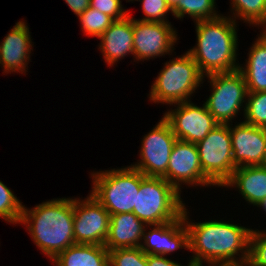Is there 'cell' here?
Instances as JSON below:
<instances>
[{"mask_svg":"<svg viewBox=\"0 0 266 266\" xmlns=\"http://www.w3.org/2000/svg\"><path fill=\"white\" fill-rule=\"evenodd\" d=\"M177 137L162 117L158 124L142 139L141 160L131 164L145 176L162 177L167 172L170 154Z\"/></svg>","mask_w":266,"mask_h":266,"instance_id":"9","label":"cell"},{"mask_svg":"<svg viewBox=\"0 0 266 266\" xmlns=\"http://www.w3.org/2000/svg\"><path fill=\"white\" fill-rule=\"evenodd\" d=\"M121 3V0H90L89 7L109 15L114 20H120L128 15V11L123 9Z\"/></svg>","mask_w":266,"mask_h":266,"instance_id":"30","label":"cell"},{"mask_svg":"<svg viewBox=\"0 0 266 266\" xmlns=\"http://www.w3.org/2000/svg\"><path fill=\"white\" fill-rule=\"evenodd\" d=\"M109 266H147V254L140 247L108 250Z\"/></svg>","mask_w":266,"mask_h":266,"instance_id":"27","label":"cell"},{"mask_svg":"<svg viewBox=\"0 0 266 266\" xmlns=\"http://www.w3.org/2000/svg\"><path fill=\"white\" fill-rule=\"evenodd\" d=\"M233 162L237 167L261 165L266 151V128L245 122L229 124Z\"/></svg>","mask_w":266,"mask_h":266,"instance_id":"14","label":"cell"},{"mask_svg":"<svg viewBox=\"0 0 266 266\" xmlns=\"http://www.w3.org/2000/svg\"><path fill=\"white\" fill-rule=\"evenodd\" d=\"M215 3V0H179L172 14L178 19L188 14L195 22L215 19L220 16L215 11Z\"/></svg>","mask_w":266,"mask_h":266,"instance_id":"22","label":"cell"},{"mask_svg":"<svg viewBox=\"0 0 266 266\" xmlns=\"http://www.w3.org/2000/svg\"><path fill=\"white\" fill-rule=\"evenodd\" d=\"M178 191L163 177L145 176L141 183L133 213L147 226L179 219L185 207Z\"/></svg>","mask_w":266,"mask_h":266,"instance_id":"4","label":"cell"},{"mask_svg":"<svg viewBox=\"0 0 266 266\" xmlns=\"http://www.w3.org/2000/svg\"><path fill=\"white\" fill-rule=\"evenodd\" d=\"M233 20L242 19L250 25L266 28V0H231ZM237 16V18H236ZM235 18V19H234Z\"/></svg>","mask_w":266,"mask_h":266,"instance_id":"23","label":"cell"},{"mask_svg":"<svg viewBox=\"0 0 266 266\" xmlns=\"http://www.w3.org/2000/svg\"><path fill=\"white\" fill-rule=\"evenodd\" d=\"M162 177L178 191L182 183L214 186L203 173L196 144L182 140H176L173 145L167 172Z\"/></svg>","mask_w":266,"mask_h":266,"instance_id":"13","label":"cell"},{"mask_svg":"<svg viewBox=\"0 0 266 266\" xmlns=\"http://www.w3.org/2000/svg\"><path fill=\"white\" fill-rule=\"evenodd\" d=\"M153 230L143 231L141 250L149 255H167L179 248H189L188 230L183 215L174 221L153 225Z\"/></svg>","mask_w":266,"mask_h":266,"instance_id":"15","label":"cell"},{"mask_svg":"<svg viewBox=\"0 0 266 266\" xmlns=\"http://www.w3.org/2000/svg\"><path fill=\"white\" fill-rule=\"evenodd\" d=\"M196 147L204 175L214 186L223 187L236 169L229 124H218Z\"/></svg>","mask_w":266,"mask_h":266,"instance_id":"7","label":"cell"},{"mask_svg":"<svg viewBox=\"0 0 266 266\" xmlns=\"http://www.w3.org/2000/svg\"><path fill=\"white\" fill-rule=\"evenodd\" d=\"M209 78L212 93L206 100L208 111L219 124H230L247 98V85L242 72L213 73Z\"/></svg>","mask_w":266,"mask_h":266,"instance_id":"8","label":"cell"},{"mask_svg":"<svg viewBox=\"0 0 266 266\" xmlns=\"http://www.w3.org/2000/svg\"><path fill=\"white\" fill-rule=\"evenodd\" d=\"M246 266H266V232L252 230Z\"/></svg>","mask_w":266,"mask_h":266,"instance_id":"28","label":"cell"},{"mask_svg":"<svg viewBox=\"0 0 266 266\" xmlns=\"http://www.w3.org/2000/svg\"><path fill=\"white\" fill-rule=\"evenodd\" d=\"M73 233L75 243L104 245L108 236L110 214L90 194L86 199H73Z\"/></svg>","mask_w":266,"mask_h":266,"instance_id":"10","label":"cell"},{"mask_svg":"<svg viewBox=\"0 0 266 266\" xmlns=\"http://www.w3.org/2000/svg\"><path fill=\"white\" fill-rule=\"evenodd\" d=\"M73 199L57 198L32 209L23 205L20 224H25L34 243L51 261L75 244Z\"/></svg>","mask_w":266,"mask_h":266,"instance_id":"2","label":"cell"},{"mask_svg":"<svg viewBox=\"0 0 266 266\" xmlns=\"http://www.w3.org/2000/svg\"><path fill=\"white\" fill-rule=\"evenodd\" d=\"M175 105L176 109L166 112L163 118L169 123L177 140L197 144L219 124L205 103L202 107L191 101Z\"/></svg>","mask_w":266,"mask_h":266,"instance_id":"11","label":"cell"},{"mask_svg":"<svg viewBox=\"0 0 266 266\" xmlns=\"http://www.w3.org/2000/svg\"><path fill=\"white\" fill-rule=\"evenodd\" d=\"M186 210L184 207L182 215L188 230V250L194 253L190 266H203V261L208 266L247 265L252 229L217 220L190 223Z\"/></svg>","mask_w":266,"mask_h":266,"instance_id":"1","label":"cell"},{"mask_svg":"<svg viewBox=\"0 0 266 266\" xmlns=\"http://www.w3.org/2000/svg\"><path fill=\"white\" fill-rule=\"evenodd\" d=\"M146 227L147 225L133 212L110 215L108 236L104 246L108 250L140 247Z\"/></svg>","mask_w":266,"mask_h":266,"instance_id":"18","label":"cell"},{"mask_svg":"<svg viewBox=\"0 0 266 266\" xmlns=\"http://www.w3.org/2000/svg\"><path fill=\"white\" fill-rule=\"evenodd\" d=\"M91 195L110 215L131 213L136 207L141 172L132 166L92 173Z\"/></svg>","mask_w":266,"mask_h":266,"instance_id":"5","label":"cell"},{"mask_svg":"<svg viewBox=\"0 0 266 266\" xmlns=\"http://www.w3.org/2000/svg\"><path fill=\"white\" fill-rule=\"evenodd\" d=\"M235 21L220 15L196 22L197 46L188 52L204 76L239 69L240 65L236 63L238 38Z\"/></svg>","mask_w":266,"mask_h":266,"instance_id":"3","label":"cell"},{"mask_svg":"<svg viewBox=\"0 0 266 266\" xmlns=\"http://www.w3.org/2000/svg\"><path fill=\"white\" fill-rule=\"evenodd\" d=\"M78 17L90 6V0H64Z\"/></svg>","mask_w":266,"mask_h":266,"instance_id":"32","label":"cell"},{"mask_svg":"<svg viewBox=\"0 0 266 266\" xmlns=\"http://www.w3.org/2000/svg\"><path fill=\"white\" fill-rule=\"evenodd\" d=\"M81 29L84 34L99 38L115 21L107 14L101 13L96 9L88 7L80 16Z\"/></svg>","mask_w":266,"mask_h":266,"instance_id":"25","label":"cell"},{"mask_svg":"<svg viewBox=\"0 0 266 266\" xmlns=\"http://www.w3.org/2000/svg\"><path fill=\"white\" fill-rule=\"evenodd\" d=\"M23 205L14 193L0 181V218L12 224L20 223Z\"/></svg>","mask_w":266,"mask_h":266,"instance_id":"26","label":"cell"},{"mask_svg":"<svg viewBox=\"0 0 266 266\" xmlns=\"http://www.w3.org/2000/svg\"><path fill=\"white\" fill-rule=\"evenodd\" d=\"M223 186L237 187L248 203L258 206L266 197V168L261 165L237 167Z\"/></svg>","mask_w":266,"mask_h":266,"instance_id":"19","label":"cell"},{"mask_svg":"<svg viewBox=\"0 0 266 266\" xmlns=\"http://www.w3.org/2000/svg\"><path fill=\"white\" fill-rule=\"evenodd\" d=\"M204 75L187 51L166 62L151 86L149 98L154 103L176 104L190 101V96L203 83Z\"/></svg>","mask_w":266,"mask_h":266,"instance_id":"6","label":"cell"},{"mask_svg":"<svg viewBox=\"0 0 266 266\" xmlns=\"http://www.w3.org/2000/svg\"><path fill=\"white\" fill-rule=\"evenodd\" d=\"M51 262L56 266H109V252L104 245L75 243Z\"/></svg>","mask_w":266,"mask_h":266,"instance_id":"21","label":"cell"},{"mask_svg":"<svg viewBox=\"0 0 266 266\" xmlns=\"http://www.w3.org/2000/svg\"><path fill=\"white\" fill-rule=\"evenodd\" d=\"M244 68L240 65L248 92H266V31H262L250 47Z\"/></svg>","mask_w":266,"mask_h":266,"instance_id":"20","label":"cell"},{"mask_svg":"<svg viewBox=\"0 0 266 266\" xmlns=\"http://www.w3.org/2000/svg\"><path fill=\"white\" fill-rule=\"evenodd\" d=\"M165 1H166L167 4L169 5V7H170L171 9H173V8L177 5V3H178L179 0H165Z\"/></svg>","mask_w":266,"mask_h":266,"instance_id":"33","label":"cell"},{"mask_svg":"<svg viewBox=\"0 0 266 266\" xmlns=\"http://www.w3.org/2000/svg\"><path fill=\"white\" fill-rule=\"evenodd\" d=\"M261 166L266 168V151H265V156H264Z\"/></svg>","mask_w":266,"mask_h":266,"instance_id":"35","label":"cell"},{"mask_svg":"<svg viewBox=\"0 0 266 266\" xmlns=\"http://www.w3.org/2000/svg\"><path fill=\"white\" fill-rule=\"evenodd\" d=\"M105 62L109 66L121 60L127 54L134 55L133 48V17L128 14L125 18L115 20L99 37Z\"/></svg>","mask_w":266,"mask_h":266,"instance_id":"17","label":"cell"},{"mask_svg":"<svg viewBox=\"0 0 266 266\" xmlns=\"http://www.w3.org/2000/svg\"><path fill=\"white\" fill-rule=\"evenodd\" d=\"M171 23L145 22L133 18V48L137 61L172 53L178 40Z\"/></svg>","mask_w":266,"mask_h":266,"instance_id":"12","label":"cell"},{"mask_svg":"<svg viewBox=\"0 0 266 266\" xmlns=\"http://www.w3.org/2000/svg\"><path fill=\"white\" fill-rule=\"evenodd\" d=\"M29 27L19 21L0 43V64L4 73L26 72L32 49Z\"/></svg>","mask_w":266,"mask_h":266,"instance_id":"16","label":"cell"},{"mask_svg":"<svg viewBox=\"0 0 266 266\" xmlns=\"http://www.w3.org/2000/svg\"><path fill=\"white\" fill-rule=\"evenodd\" d=\"M147 266H183L175 261L168 259L162 255L147 254ZM187 266H190L187 264Z\"/></svg>","mask_w":266,"mask_h":266,"instance_id":"31","label":"cell"},{"mask_svg":"<svg viewBox=\"0 0 266 266\" xmlns=\"http://www.w3.org/2000/svg\"><path fill=\"white\" fill-rule=\"evenodd\" d=\"M243 122L266 128V92H247Z\"/></svg>","mask_w":266,"mask_h":266,"instance_id":"24","label":"cell"},{"mask_svg":"<svg viewBox=\"0 0 266 266\" xmlns=\"http://www.w3.org/2000/svg\"><path fill=\"white\" fill-rule=\"evenodd\" d=\"M142 2V11L145 17L137 19L145 22H160L170 23L167 21L165 16L172 9L169 7L165 0H140Z\"/></svg>","mask_w":266,"mask_h":266,"instance_id":"29","label":"cell"},{"mask_svg":"<svg viewBox=\"0 0 266 266\" xmlns=\"http://www.w3.org/2000/svg\"><path fill=\"white\" fill-rule=\"evenodd\" d=\"M257 207H262L266 212V197L261 201V203Z\"/></svg>","mask_w":266,"mask_h":266,"instance_id":"34","label":"cell"}]
</instances>
